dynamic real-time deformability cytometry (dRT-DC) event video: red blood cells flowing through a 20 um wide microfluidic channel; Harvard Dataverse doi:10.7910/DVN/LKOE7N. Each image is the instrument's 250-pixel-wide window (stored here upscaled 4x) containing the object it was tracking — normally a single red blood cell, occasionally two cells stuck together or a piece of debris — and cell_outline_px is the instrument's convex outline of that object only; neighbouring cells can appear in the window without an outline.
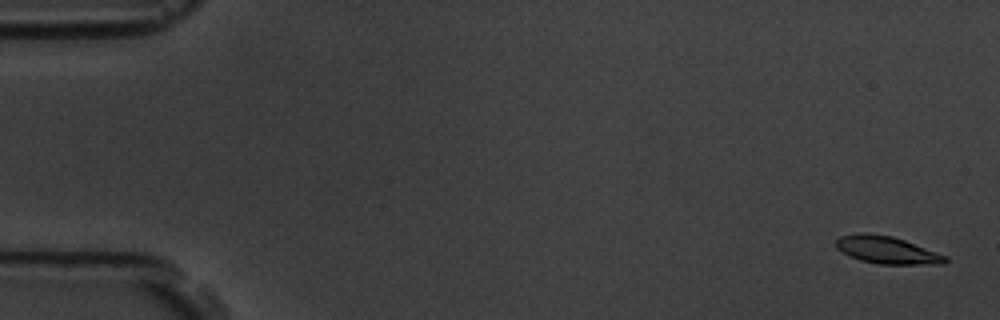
{"species": "common noctule bat (a hibernating species)", "species_latin": "Nyctalus noctula", "temperature_condition": "room temperature", "stored_images_in_passage": 5, "camera_frame_rate_fps": 3000, "um_per_image_px": 0.085, "animal": {"sex": "male", "body_mass_g": 19.5, "forearm_length_mm": 54.6}, "frame": {"image": 1, "passage_image": 1, "time_ms": 0.0, "image_size_px": [1000, 320], "cell_outline_px": [[948, 260], [944, 264], [880, 264], [860, 260], [848, 256], [836, 248], [836, 240], [840, 236], [860, 232], [868, 232], [892, 236], [904, 240], [948, 256]], "centroid_in_image_um": [75.37, 21.24], "position_along_channel_um": 9.6, "area_um2": 17.57}}
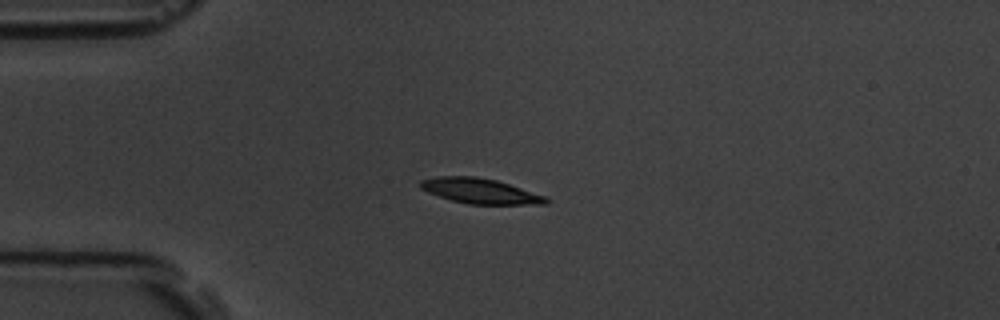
{"frame": {"image": 2, "passage_image": 5, "time_ms": 4.333, "image_size_px": [1000, 320], "cell_outline_px": [[548, 204], [468, 204], [452, 200], [428, 192], [420, 188], [420, 180], [440, 176], [476, 176], [496, 180], [548, 196]], "centroid_in_image_um": [40.85, 16.23], "position_along_channel_um": 44.2, "area_um2": 18.38}}